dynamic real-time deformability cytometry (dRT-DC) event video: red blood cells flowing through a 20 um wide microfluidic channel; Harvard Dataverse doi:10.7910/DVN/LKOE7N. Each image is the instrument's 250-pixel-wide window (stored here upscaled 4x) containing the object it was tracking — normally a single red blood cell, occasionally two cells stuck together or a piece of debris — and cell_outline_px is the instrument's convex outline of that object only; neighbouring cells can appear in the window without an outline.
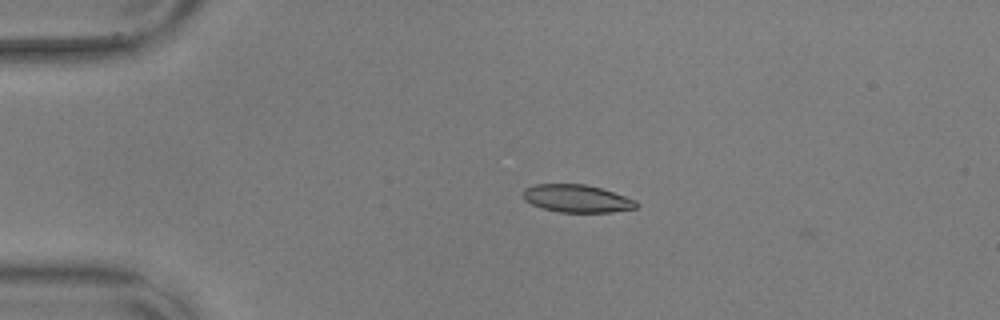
{"species": "common noctule bat (a hibernating species)", "species_latin": "Nyctalus noctula", "temperature_condition": "warm", "stored_images_in_passage": 6, "camera_frame_rate_fps": 3000, "um_per_image_px": 0.085, "animal": {"sex": "male", "body_mass_g": 17.9, "forearm_length_mm": 54.2}, "frame": {"image": 1, "passage_image": 4, "time_ms": 1.0, "image_size_px": [1000, 320], "cell_outline_px": [[640, 204], [636, 208], [612, 212], [560, 212], [540, 208], [524, 200], [524, 188], [536, 184], [584, 184], [600, 188], [636, 200]], "centroid_in_image_um": [49.03, 16.88], "position_along_channel_um": 36.0, "area_um2": 18.21}}